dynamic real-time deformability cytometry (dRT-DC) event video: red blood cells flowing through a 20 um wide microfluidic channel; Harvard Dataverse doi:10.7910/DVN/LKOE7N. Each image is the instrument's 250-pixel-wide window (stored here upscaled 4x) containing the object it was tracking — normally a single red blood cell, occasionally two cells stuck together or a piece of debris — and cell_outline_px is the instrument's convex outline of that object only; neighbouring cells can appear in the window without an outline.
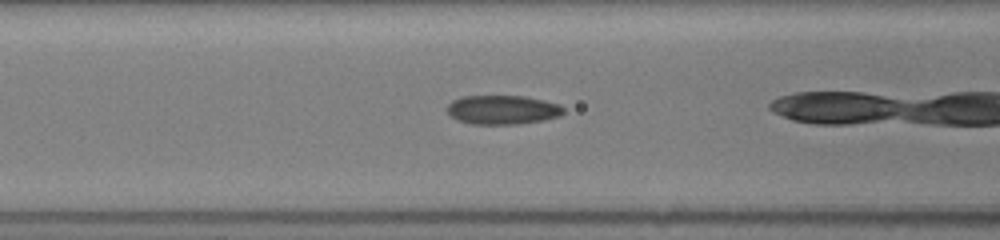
{"species": "common noctule bat (a hibernating species)", "species_latin": "Nyctalus noctula", "temperature_condition": "room temperature", "stored_images_in_passage": 35, "camera_frame_rate_fps": 3000, "um_per_image_px": 0.085, "animal": {"sex": "female", "body_mass_g": 19.5, "forearm_length_mm": 54.1}, "frame": {"image": 1, "passage_image": 16, "time_ms": 5.0, "image_size_px": [1000, 240], "cell_outline_px": [[564, 112], [560, 116], [544, 120], [516, 124], [472, 124], [456, 120], [448, 112], [448, 104], [452, 100], [460, 96], [524, 96], [544, 100], [560, 104], [564, 108]], "centroid_in_image_um": [42.72, 9.33], "position_along_channel_um": 123.9, "area_um2": 19.83}}
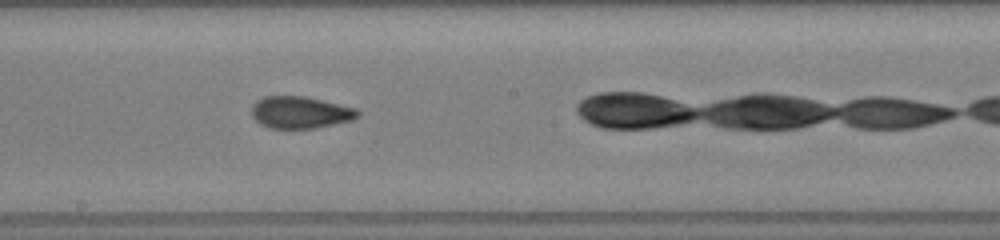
{"frame": {"image": 2, "passage_image": 23, "time_ms": 7.333, "image_size_px": [1000, 240], "cell_outline_px": [[360, 116], [352, 120], [312, 128], [272, 128], [256, 120], [252, 116], [252, 104], [256, 100], [264, 96], [304, 96], [356, 108], [360, 112]], "centroid_in_image_um": [25.53, 9.54], "position_along_channel_um": 222.7, "area_um2": 19.54}}
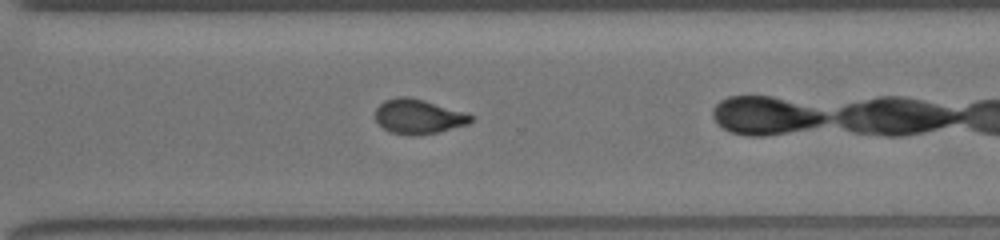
{"frame": {"image": 3, "passage_image": 31, "time_ms": 10.0, "image_size_px": [1000, 240], "cell_outline_px": [[472, 120], [468, 124], [436, 132], [416, 136], [408, 136], [392, 132], [384, 128], [376, 120], [376, 108], [384, 100], [396, 96], [408, 96], [424, 100], [468, 112], [472, 116]], "centroid_in_image_um": [35.57, 9.89], "position_along_channel_um": 335.0, "area_um2": 19.36}}